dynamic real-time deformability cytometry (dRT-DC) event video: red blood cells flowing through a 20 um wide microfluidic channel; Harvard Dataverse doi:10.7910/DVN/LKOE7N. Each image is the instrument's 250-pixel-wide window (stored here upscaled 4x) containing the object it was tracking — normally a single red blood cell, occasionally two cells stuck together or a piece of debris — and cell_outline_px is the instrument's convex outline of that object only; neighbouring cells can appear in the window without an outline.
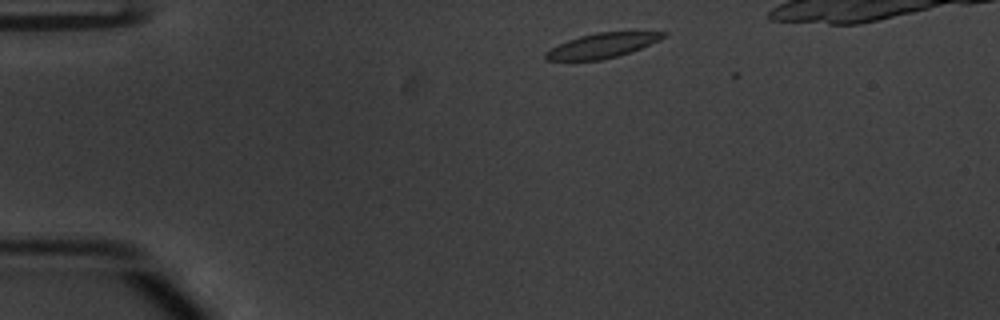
{"species": "common noctule bat (a hibernating species)", "species_latin": "Nyctalus noctula", "temperature_condition": "warm", "stored_images_in_passage": 6, "camera_frame_rate_fps": 3000, "um_per_image_px": 0.085, "animal": {"sex": "male", "body_mass_g": 20.1, "forearm_length_mm": 53.5}, "frame": {"image": 1, "passage_image": 3, "time_ms": 0.667, "image_size_px": [1000, 320], "cell_outline_px": [[668, 32], [660, 40], [632, 52], [620, 56], [600, 60], [548, 60], [544, 56], [544, 52], [568, 40], [580, 36], [596, 32]], "centroid_in_image_um": [51.2, 3.88], "position_along_channel_um": 33.8, "area_um2": 16.82}}